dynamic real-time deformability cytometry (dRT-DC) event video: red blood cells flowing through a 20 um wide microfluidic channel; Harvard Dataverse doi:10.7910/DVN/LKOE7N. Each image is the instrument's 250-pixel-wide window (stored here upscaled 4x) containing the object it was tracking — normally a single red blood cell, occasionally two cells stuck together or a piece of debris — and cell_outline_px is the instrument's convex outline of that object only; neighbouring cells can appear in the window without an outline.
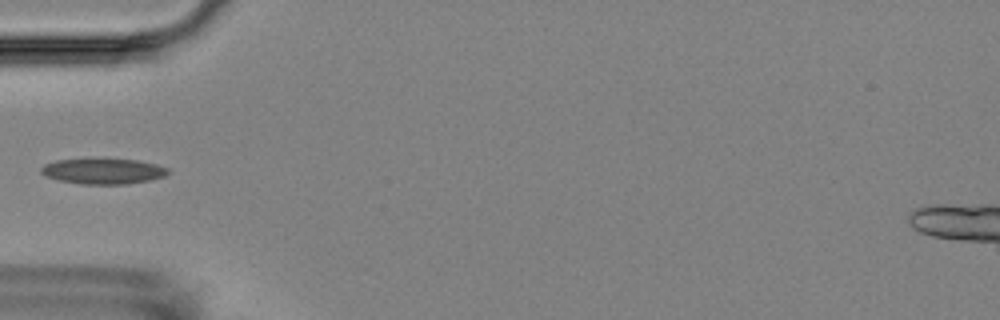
{"species": "Egyptian fruit bat (a non-hibernating species)", "species_latin": "Rousettus aegyptiacus", "temperature_condition": "room temperature", "stored_images_in_passage": 2, "camera_frame_rate_fps": 3000, "um_per_image_px": 0.085, "animal": {"sex": "female"}, "frame": {"image": 1, "passage_image": 2, "time_ms": 1.0, "image_size_px": [1000, 320], "cell_outline_px": [[172, 172], [164, 176], [152, 180], [128, 184], [80, 184], [60, 180], [44, 176], [40, 172], [40, 168], [44, 164], [56, 160], [136, 160], [156, 164], [168, 168]], "centroid_in_image_um": [8.79, 14.57], "position_along_channel_um": 76.2, "area_um2": 18.73}}